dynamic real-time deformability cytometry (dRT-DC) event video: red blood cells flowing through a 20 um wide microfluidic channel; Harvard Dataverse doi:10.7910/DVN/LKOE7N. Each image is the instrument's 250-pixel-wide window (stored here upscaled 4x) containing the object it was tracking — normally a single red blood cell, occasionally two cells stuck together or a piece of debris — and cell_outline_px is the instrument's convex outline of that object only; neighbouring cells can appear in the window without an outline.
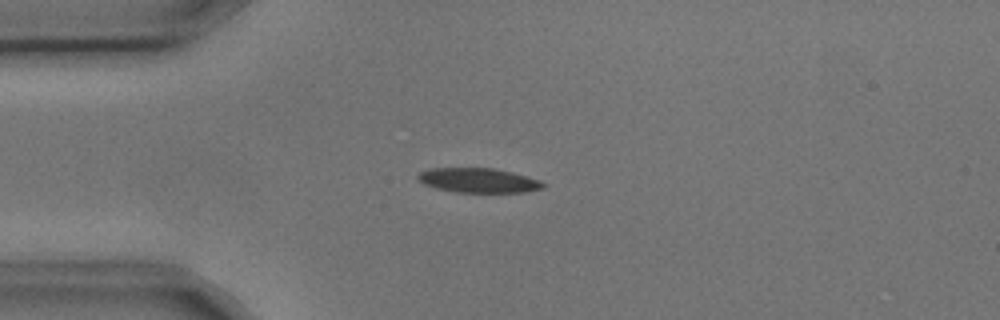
{"species": "common noctule bat (a hibernating species)", "species_latin": "Nyctalus noctula", "temperature_condition": "cold", "stored_images_in_passage": 2, "camera_frame_rate_fps": 3000, "um_per_image_px": 0.085, "animal": {"sex": "male", "body_mass_g": 17.9, "forearm_length_mm": 54.2}, "frame": {"image": 1, "passage_image": 2, "time_ms": 0.333, "image_size_px": [1000, 320], "cell_outline_px": [[544, 188], [524, 192], [456, 192], [436, 188], [424, 184], [416, 176], [420, 172], [432, 168], [492, 168], [512, 172], [540, 180], [544, 184]], "centroid_in_image_um": [40.67, 15.33], "position_along_channel_um": 44.3, "area_um2": 17.74}}